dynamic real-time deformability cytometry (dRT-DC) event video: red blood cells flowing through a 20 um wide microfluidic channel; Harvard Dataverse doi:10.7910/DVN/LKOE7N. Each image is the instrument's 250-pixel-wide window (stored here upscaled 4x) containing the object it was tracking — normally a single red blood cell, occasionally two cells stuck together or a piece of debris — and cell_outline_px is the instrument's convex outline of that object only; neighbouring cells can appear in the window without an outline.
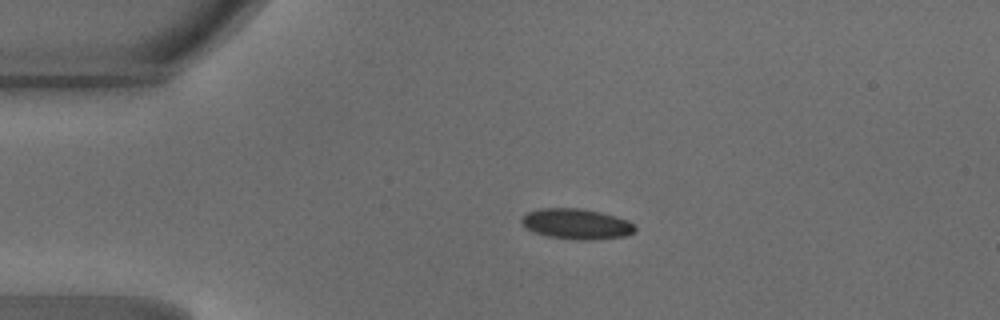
{"species": "common noctule bat (a hibernating species)", "species_latin": "Nyctalus noctula", "temperature_condition": "warm", "stored_images_in_passage": 38, "camera_frame_rate_fps": 3000, "um_per_image_px": 0.085, "animal": {"sex": "male", "body_mass_g": 18.8}, "frame": {"image": 1, "passage_image": 1, "time_ms": 0.0, "image_size_px": [1000, 320], "cell_outline_px": [[636, 228], [632, 232], [624, 236], [588, 240], [580, 240], [548, 236], [536, 232], [528, 228], [520, 220], [528, 212], [540, 208], [584, 208], [616, 216], [628, 220], [636, 224]], "centroid_in_image_um": [49.04, 19.02], "position_along_channel_um": 36.0, "area_um2": 19.94}}
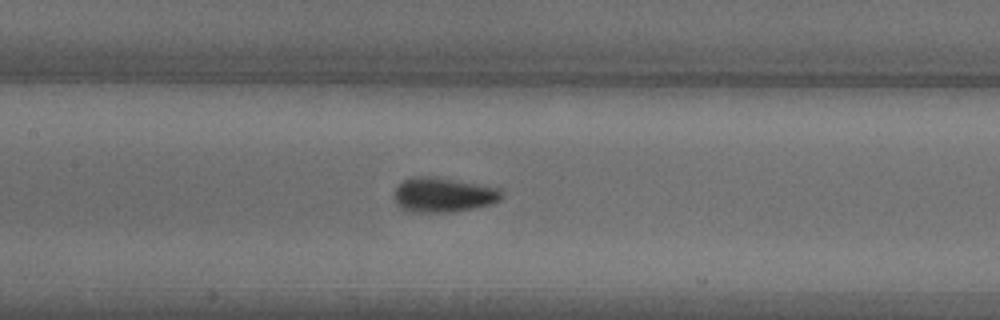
{"frame": {"image": 2, "passage_image": 13, "time_ms": 4.0, "image_size_px": [1000, 320], "cell_outline_px": [[504, 196], [500, 200], [492, 204], [476, 208], [448, 212], [416, 212], [400, 208], [396, 204], [396, 188], [404, 180], [412, 176], [436, 176], [500, 188]], "centroid_in_image_um": [37.72, 16.55], "position_along_channel_um": 169.7, "area_um2": 21.79}}
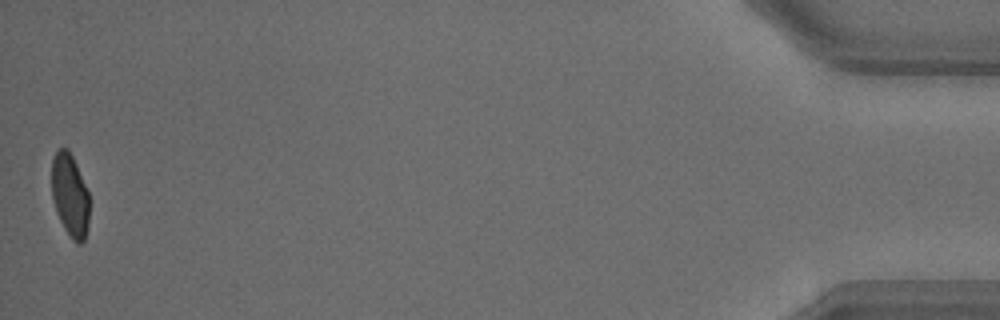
{"frame": {"image": 3, "passage_image": 38, "time_ms": 12.333, "image_size_px": [1000, 320], "cell_outline_px": [[88, 224], [84, 240], [80, 244], [76, 244], [72, 240], [64, 228], [56, 212], [52, 196], [52, 160], [56, 152], [60, 148], [68, 148], [76, 164], [88, 192]], "centroid_in_image_um": [5.94, 16.61], "position_along_channel_um": 429.3, "area_um2": 18.03}, "authors_computed_cell_mechanics": {"area_um2": 20.2011, "velocity_mm_per_s": 4.2287, "shape_relaxation_time_tau1_ms": 4.2491, "shape_relaxation_time_tau2_ms": null, "deformation_change_tau1": 0.1347, "deformation_change_tau2": null}}